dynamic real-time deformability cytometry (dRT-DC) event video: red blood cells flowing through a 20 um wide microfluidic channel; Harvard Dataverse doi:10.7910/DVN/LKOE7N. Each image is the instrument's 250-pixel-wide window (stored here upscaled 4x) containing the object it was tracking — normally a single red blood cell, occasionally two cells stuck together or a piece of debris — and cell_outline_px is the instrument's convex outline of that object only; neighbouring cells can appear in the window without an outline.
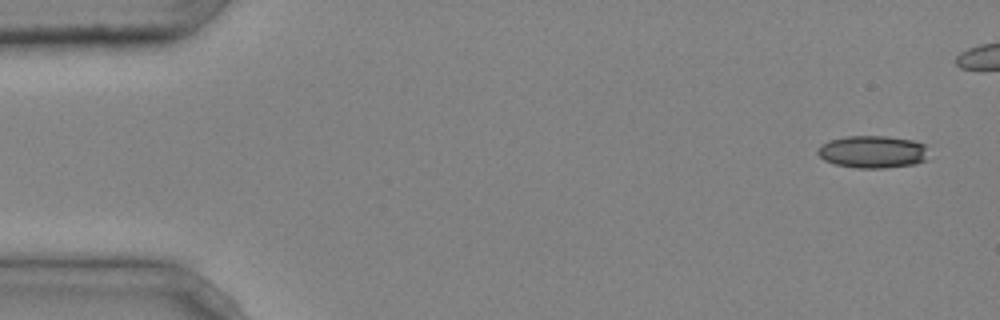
{"species": "common noctule bat (a hibernating species)", "species_latin": "Nyctalus noctula", "temperature_condition": "cold", "stored_images_in_passage": 5, "camera_frame_rate_fps": 3000, "um_per_image_px": 0.085, "animal": {"sex": "male", "body_mass_g": 20.4}, "frame": {"image": 1, "passage_image": 1, "time_ms": 0.0, "image_size_px": [1000, 320], "cell_outline_px": [[928, 160], [916, 164], [884, 168], [856, 168], [836, 164], [824, 160], [816, 152], [820, 144], [828, 140], [844, 136], [888, 136], [912, 140], [924, 144]], "centroid_in_image_um": [74.16, 12.9], "position_along_channel_um": 10.8, "area_um2": 21.15}}